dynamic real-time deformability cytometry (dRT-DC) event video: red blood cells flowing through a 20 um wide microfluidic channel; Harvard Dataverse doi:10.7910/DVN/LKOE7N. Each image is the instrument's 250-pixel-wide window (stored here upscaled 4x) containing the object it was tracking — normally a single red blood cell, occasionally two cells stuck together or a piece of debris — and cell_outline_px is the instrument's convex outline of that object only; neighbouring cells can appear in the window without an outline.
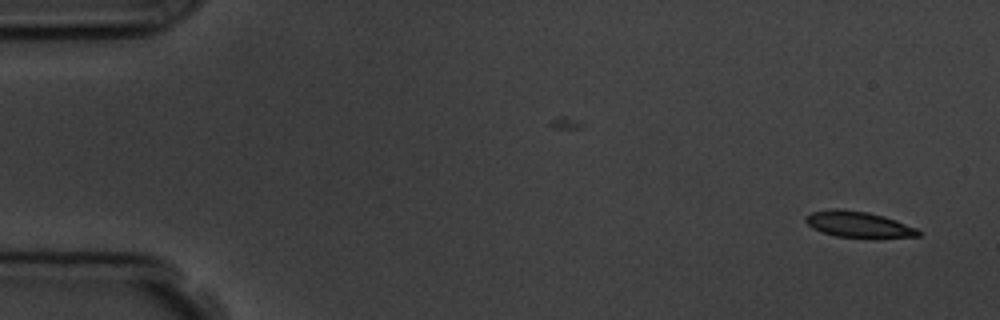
{"species": "common noctule bat (a hibernating species)", "species_latin": "Nyctalus noctula", "temperature_condition": "room temperature", "stored_images_in_passage": 6, "camera_frame_rate_fps": 3000, "um_per_image_px": 0.085, "animal": {"sex": "male", "body_mass_g": 19.5, "forearm_length_mm": 54.6}, "frame": {"image": 1, "passage_image": 1, "time_ms": 0.0, "image_size_px": [1000, 320], "cell_outline_px": [[920, 236], [836, 236], [812, 228], [804, 220], [804, 216], [812, 212], [832, 208], [840, 208], [868, 212], [884, 216], [896, 220], [916, 228], [920, 232]], "centroid_in_image_um": [72.89, 19.02], "position_along_channel_um": 12.1, "area_um2": 16.53}}
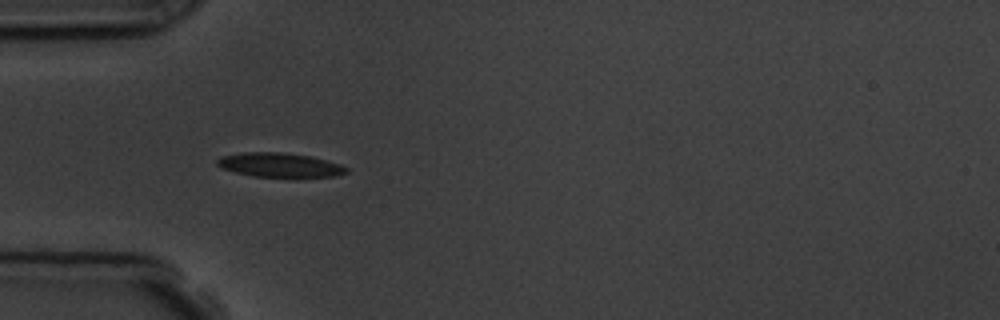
{"frame": {"image": 2, "passage_image": 5, "time_ms": 4.667, "image_size_px": [1000, 320], "cell_outline_px": [[348, 172], [336, 176], [292, 180], [252, 176], [220, 168], [216, 164], [216, 160], [220, 156], [244, 152], [280, 152], [312, 156], [340, 164], [348, 168]], "centroid_in_image_um": [23.81, 14.07], "position_along_channel_um": 61.2, "area_um2": 19.31}}